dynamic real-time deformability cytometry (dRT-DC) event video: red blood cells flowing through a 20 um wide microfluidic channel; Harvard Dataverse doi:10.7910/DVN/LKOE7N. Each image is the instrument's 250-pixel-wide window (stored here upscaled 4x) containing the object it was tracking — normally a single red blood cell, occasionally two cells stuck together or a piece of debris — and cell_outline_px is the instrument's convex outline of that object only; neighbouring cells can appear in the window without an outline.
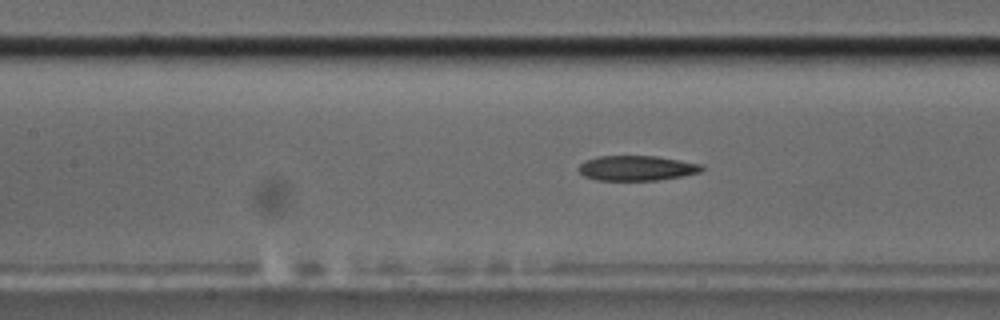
{"species": "common noctule bat (a hibernating species)", "species_latin": "Nyctalus noctula", "temperature_condition": "cold", "stored_images_in_passage": 23, "camera_frame_rate_fps": 3000, "um_per_image_px": 0.085, "animal": {"sex": "male", "body_mass_g": 17.5, "forearm_length_mm": 52.3}, "frame": {"image": 1, "passage_image": 14, "time_ms": 4.333, "image_size_px": [1000, 320], "cell_outline_px": [[704, 168], [700, 172], [684, 176], [656, 180], [596, 180], [584, 176], [576, 168], [584, 160], [596, 156], [656, 156], [704, 164]], "centroid_in_image_um": [54.11, 14.28], "position_along_channel_um": 153.3, "area_um2": 18.15}}